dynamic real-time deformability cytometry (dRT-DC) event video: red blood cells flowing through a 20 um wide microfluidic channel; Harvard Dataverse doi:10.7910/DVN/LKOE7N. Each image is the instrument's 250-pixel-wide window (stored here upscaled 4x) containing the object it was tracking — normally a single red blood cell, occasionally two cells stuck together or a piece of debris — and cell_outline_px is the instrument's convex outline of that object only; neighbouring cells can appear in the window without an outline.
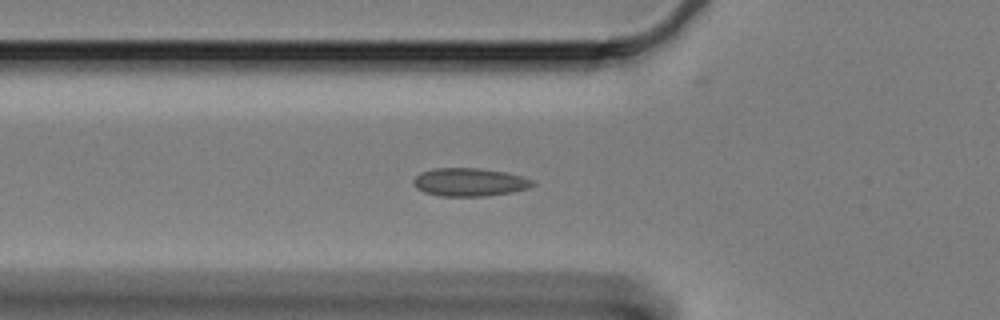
{"species": "Egyptian fruit bat (a non-hibernating species)", "species_latin": "Rousettus aegyptiacus", "temperature_condition": "cold", "stored_images_in_passage": 25, "camera_frame_rate_fps": 3000, "um_per_image_px": 0.085, "animal": {"sex": "female"}, "frame": {"image": 1, "passage_image": 2, "time_ms": 0.333, "image_size_px": [1000, 320], "cell_outline_px": [[536, 184], [528, 188], [512, 192], [484, 196], [440, 196], [424, 192], [416, 188], [412, 184], [412, 180], [420, 172], [432, 168], [480, 168], [504, 172], [520, 176], [532, 180]], "centroid_in_image_um": [39.86, 15.48], "position_along_channel_um": 85.9, "area_um2": 19.59}}
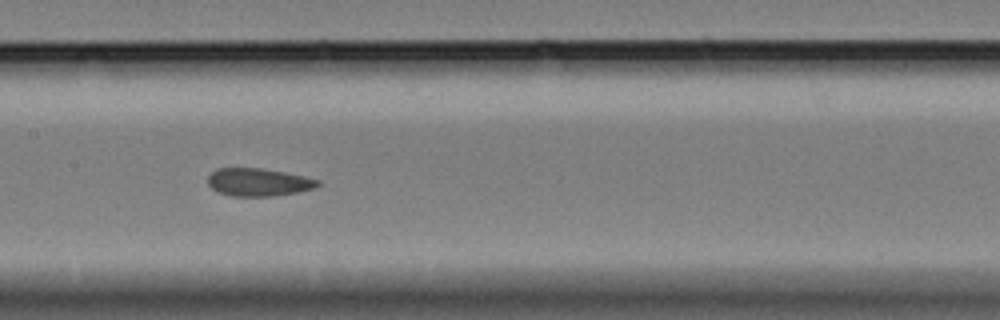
{"frame": {"image": 2, "passage_image": 11, "time_ms": 3.333, "image_size_px": [1000, 320], "cell_outline_px": [[320, 184], [316, 188], [296, 192], [272, 196], [232, 196], [220, 192], [212, 188], [208, 184], [208, 176], [216, 168], [260, 168], [284, 172], [304, 176], [320, 180]], "centroid_in_image_um": [21.98, 15.48], "position_along_channel_um": 185.4, "area_um2": 17.74}}
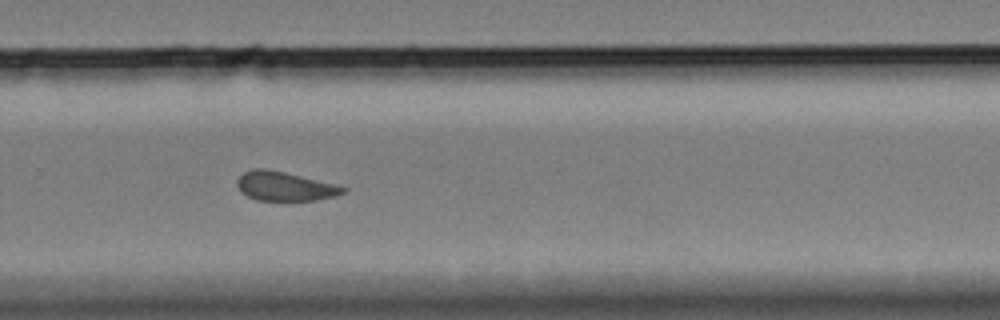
{"frame": {"image": 3, "passage_image": 22, "time_ms": 7.0, "image_size_px": [1000, 320], "cell_outline_px": [[348, 188], [344, 192], [336, 196], [316, 200], [256, 200], [240, 192], [236, 184], [236, 180], [244, 172], [252, 168], [264, 168], [284, 172], [336, 184]], "centroid_in_image_um": [24.18, 15.83], "position_along_channel_um": 305.6, "area_um2": 17.98}}